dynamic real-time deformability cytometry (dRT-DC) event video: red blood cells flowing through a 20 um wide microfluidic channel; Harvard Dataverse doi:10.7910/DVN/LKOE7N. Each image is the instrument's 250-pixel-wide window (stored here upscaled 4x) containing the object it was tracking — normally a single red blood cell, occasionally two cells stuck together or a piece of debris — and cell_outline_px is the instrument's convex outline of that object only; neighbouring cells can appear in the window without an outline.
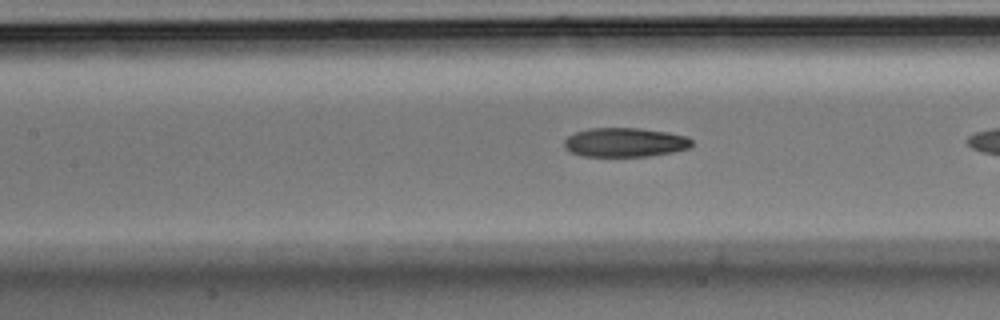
{"species": "Egyptian fruit bat (a non-hibernating species)", "species_latin": "Rousettus aegyptiacus", "temperature_condition": "room temperature", "stored_images_in_passage": 10, "camera_frame_rate_fps": 3000, "um_per_image_px": 0.085, "animal": {"sex": "male"}, "frame": {"image": 1, "passage_image": 9, "time_ms": 2.667, "image_size_px": [1000, 320], "cell_outline_px": [[692, 144], [688, 148], [672, 152], [648, 156], [580, 156], [568, 152], [564, 148], [564, 140], [568, 136], [576, 132], [592, 128], [640, 128], [668, 132], [688, 136], [692, 140]], "centroid_in_image_um": [53.1, 12.1], "position_along_channel_um": 154.3, "area_um2": 21.79}}